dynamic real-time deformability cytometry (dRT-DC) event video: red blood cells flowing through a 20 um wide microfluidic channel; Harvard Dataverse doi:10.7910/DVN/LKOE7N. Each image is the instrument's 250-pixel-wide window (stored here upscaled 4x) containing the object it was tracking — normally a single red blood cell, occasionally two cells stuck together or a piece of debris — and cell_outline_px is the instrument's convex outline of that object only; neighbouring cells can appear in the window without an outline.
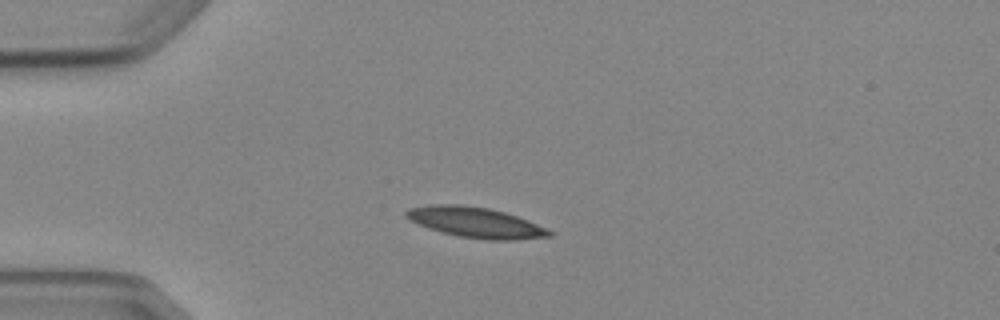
{"species": "Egyptian fruit bat (a non-hibernating species)", "species_latin": "Rousettus aegyptiacus", "temperature_condition": "cold", "stored_images_in_passage": 5, "camera_frame_rate_fps": 3000, "um_per_image_px": 0.085, "animal": {"sex": "female"}, "frame": {"image": 1, "passage_image": 3, "time_ms": 2.333, "image_size_px": [1000, 320], "cell_outline_px": [[552, 236], [512, 240], [488, 240], [460, 236], [428, 228], [408, 220], [404, 216], [404, 212], [408, 208], [432, 204], [460, 204], [488, 208], [504, 212], [528, 220], [552, 232]], "centroid_in_image_um": [40.36, 18.89], "position_along_channel_um": 44.6, "area_um2": 25.2}}
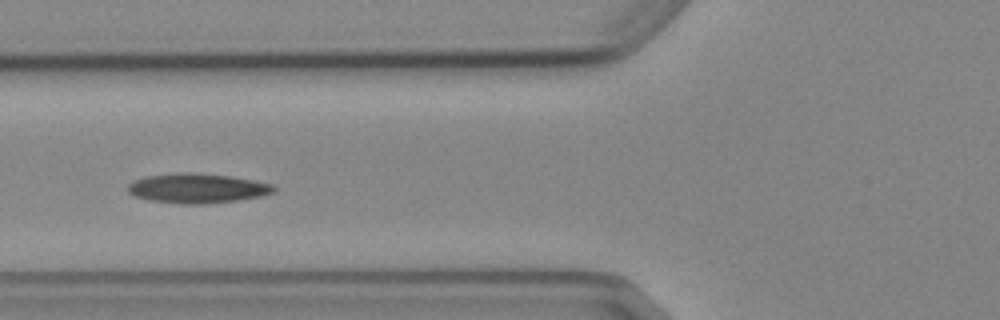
{"frame": {"image": 2, "passage_image": 5, "time_ms": 4.667, "image_size_px": [1000, 320], "cell_outline_px": [[276, 192], [260, 196], [236, 200], [204, 204], [180, 204], [148, 200], [136, 196], [128, 192], [128, 184], [132, 180], [144, 176], [180, 172], [192, 172], [228, 176], [252, 180], [272, 184], [276, 188]], "centroid_in_image_um": [16.73, 16.0], "position_along_channel_um": 109.1, "area_um2": 25.26}}